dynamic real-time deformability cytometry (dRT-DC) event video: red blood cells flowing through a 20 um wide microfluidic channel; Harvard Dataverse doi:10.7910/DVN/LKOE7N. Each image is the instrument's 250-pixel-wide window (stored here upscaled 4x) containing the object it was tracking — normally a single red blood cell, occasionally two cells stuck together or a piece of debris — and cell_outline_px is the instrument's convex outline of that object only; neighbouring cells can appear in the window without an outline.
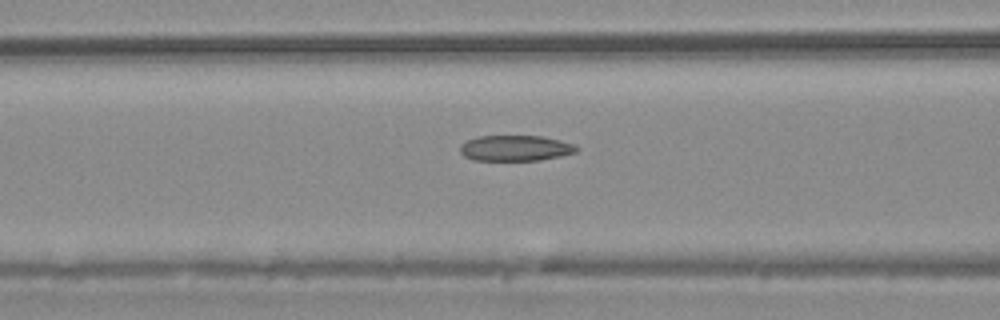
{"species": "common noctule bat (a hibernating species)", "species_latin": "Nyctalus noctula", "temperature_condition": "warm", "stored_images_in_passage": 39, "camera_frame_rate_fps": 3000, "um_per_image_px": 0.085, "animal": {"sex": "male", "body_mass_g": 20.4}, "frame": {"image": 1, "passage_image": 7, "time_ms": 2.0, "image_size_px": [1000, 320], "cell_outline_px": [[580, 148], [576, 152], [560, 156], [540, 160], [476, 160], [464, 156], [460, 152], [460, 144], [468, 140], [480, 136], [540, 136], [560, 140], [572, 144]], "centroid_in_image_um": [43.81, 12.59], "position_along_channel_um": 122.8, "area_um2": 17.28}}
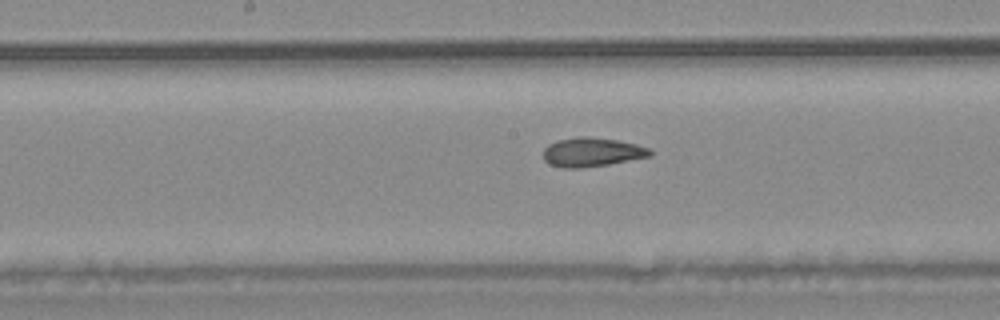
{"frame": {"image": 2, "passage_image": 13, "time_ms": 4.0, "image_size_px": [1000, 320], "cell_outline_px": [[652, 156], [608, 164], [584, 168], [560, 168], [548, 164], [544, 160], [544, 148], [548, 144], [556, 140], [580, 136], [588, 136], [616, 140], [636, 144], [648, 148], [652, 152]], "centroid_in_image_um": [50.27, 12.94], "position_along_channel_um": 197.9, "area_um2": 18.21}}
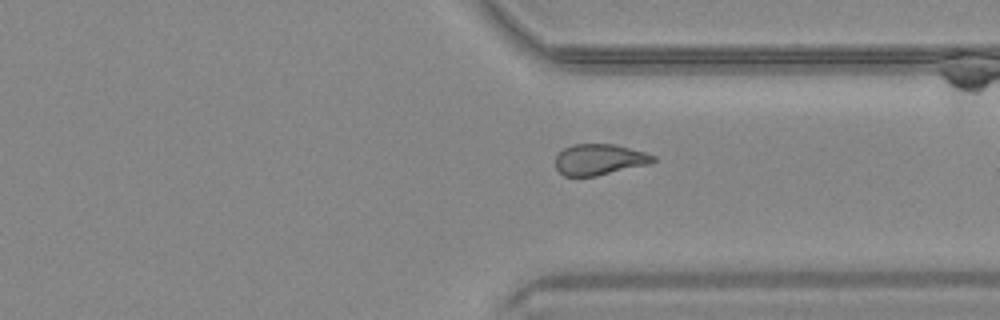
{"frame": {"image": 3, "passage_image": 26, "time_ms": 8.333, "image_size_px": [1000, 320], "cell_outline_px": [[656, 160], [648, 164], [596, 176], [564, 176], [556, 168], [556, 156], [564, 148], [572, 144], [616, 144], [644, 152], [656, 156]], "centroid_in_image_um": [50.94, 13.55], "position_along_channel_um": 360.5, "area_um2": 17.57}, "authors_computed_cell_mechanics": {"area_um2": 18.0336, "velocity_mm_per_s": 3.7452, "shape_relaxation_time_tau1_ms": 10.8879, "shape_relaxation_time_tau2_ms": 2.8451, "deformation_change_tau1": 0.1867, "deformation_change_tau2": 0.0898}}